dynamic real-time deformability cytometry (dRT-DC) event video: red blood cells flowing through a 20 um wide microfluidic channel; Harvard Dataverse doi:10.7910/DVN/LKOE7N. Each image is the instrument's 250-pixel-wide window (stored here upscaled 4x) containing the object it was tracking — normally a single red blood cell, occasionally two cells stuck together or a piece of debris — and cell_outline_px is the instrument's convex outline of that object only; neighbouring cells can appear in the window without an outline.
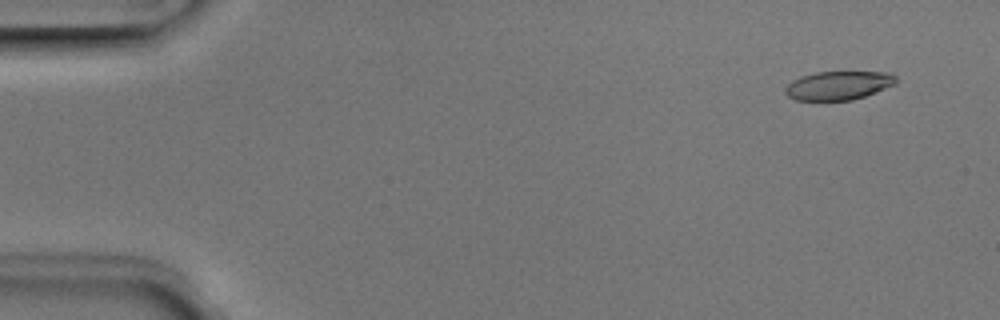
{"species": "Egyptian fruit bat (a non-hibernating species)", "species_latin": "Rousettus aegyptiacus", "temperature_condition": "room temperature", "stored_images_in_passage": 5, "camera_frame_rate_fps": 3000, "um_per_image_px": 0.085, "animal": {"sex": "male"}, "frame": {"image": 1, "passage_image": 2, "time_ms": 0.333, "image_size_px": [1000, 320], "cell_outline_px": [[896, 84], [876, 92], [852, 100], [796, 100], [788, 96], [784, 92], [784, 88], [792, 80], [800, 76], [816, 72], [892, 72], [896, 76]], "centroid_in_image_um": [71.27, 7.26], "position_along_channel_um": 13.7, "area_um2": 18.61}}
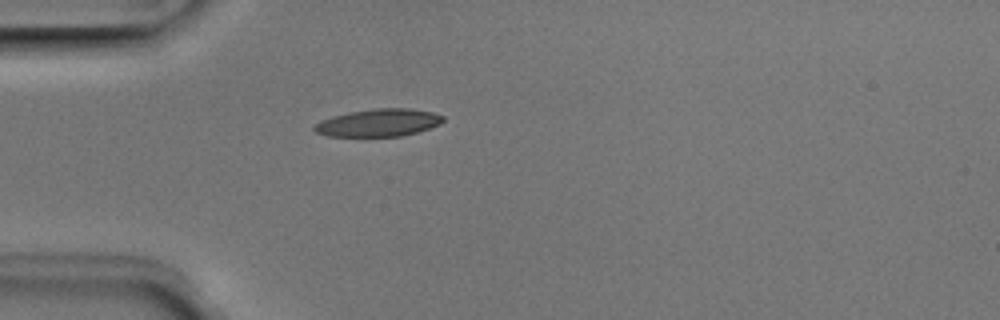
{"frame": {"image": 2, "passage_image": 5, "time_ms": 1.333, "image_size_px": [1000, 320], "cell_outline_px": [[444, 120], [440, 124], [416, 132], [400, 136], [328, 136], [316, 132], [312, 128], [320, 120], [332, 116], [348, 112], [376, 108], [412, 108], [432, 112], [444, 116]], "centroid_in_image_um": [32.17, 10.42], "position_along_channel_um": 52.8, "area_um2": 20.63}}